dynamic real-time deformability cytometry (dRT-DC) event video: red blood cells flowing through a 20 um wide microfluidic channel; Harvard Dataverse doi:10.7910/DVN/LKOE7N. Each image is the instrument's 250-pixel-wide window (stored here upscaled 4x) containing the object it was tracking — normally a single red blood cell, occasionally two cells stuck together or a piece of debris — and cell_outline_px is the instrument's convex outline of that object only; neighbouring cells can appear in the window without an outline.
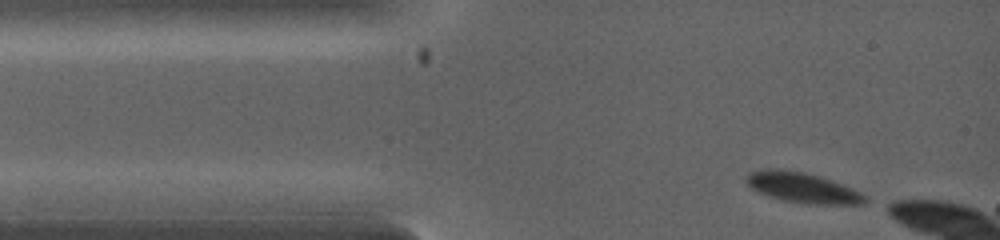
{"species": "common noctule bat (a hibernating species)", "species_latin": "Nyctalus noctula", "temperature_condition": "warm", "stored_images_in_passage": 4, "camera_frame_rate_fps": 5000, "um_per_image_px": 0.085, "animal": {"sex": "female", "body_mass_g": 19.0, "forearm_length_mm": 53.3}, "frame": {"image": 1, "passage_image": 1, "time_ms": 0.0, "image_size_px": [1000, 240], "cell_outline_px": [[868, 200], [864, 204], [808, 204], [780, 200], [768, 196], [752, 188], [744, 180], [744, 176], [748, 172], [760, 168], [780, 168], [804, 172], [820, 176], [832, 180], [852, 188], [860, 192]], "centroid_in_image_um": [68.15, 15.93], "position_along_channel_um": 16.8, "area_um2": 21.27}}